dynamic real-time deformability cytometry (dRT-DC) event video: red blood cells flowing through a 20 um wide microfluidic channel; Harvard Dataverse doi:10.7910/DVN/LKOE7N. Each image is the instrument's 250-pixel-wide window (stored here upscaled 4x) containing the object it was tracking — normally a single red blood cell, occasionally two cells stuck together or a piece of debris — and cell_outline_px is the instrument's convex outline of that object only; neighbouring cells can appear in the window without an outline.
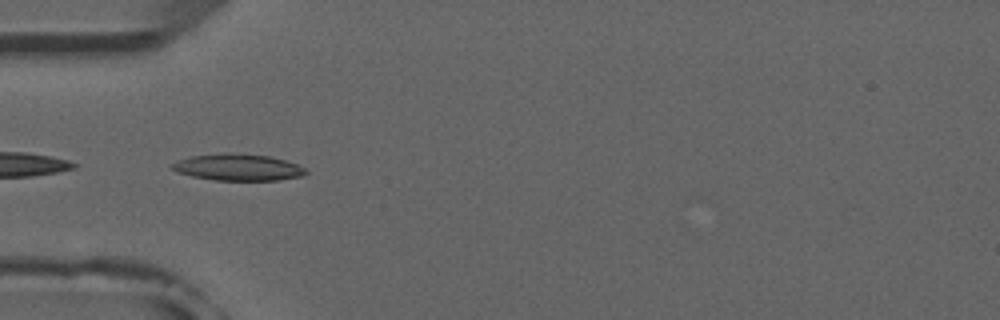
{"species": "common noctule bat (a hibernating species)", "species_latin": "Nyctalus noctula", "temperature_condition": "room temperature", "stored_images_in_passage": 7, "camera_frame_rate_fps": 3000, "um_per_image_px": 0.085, "animal": {"sex": "male", "forearm_length_mm": 52.5}, "frame": {"image": 1, "passage_image": 4, "time_ms": 3.333, "image_size_px": [1000, 320], "cell_outline_px": [[308, 172], [304, 176], [276, 180], [216, 180], [192, 176], [176, 172], [172, 168], [172, 164], [180, 160], [192, 156], [224, 152], [228, 152], [268, 156], [284, 160], [296, 164], [304, 168]], "centroid_in_image_um": [20.24, 14.22], "position_along_channel_um": 64.8, "area_um2": 20.58}}
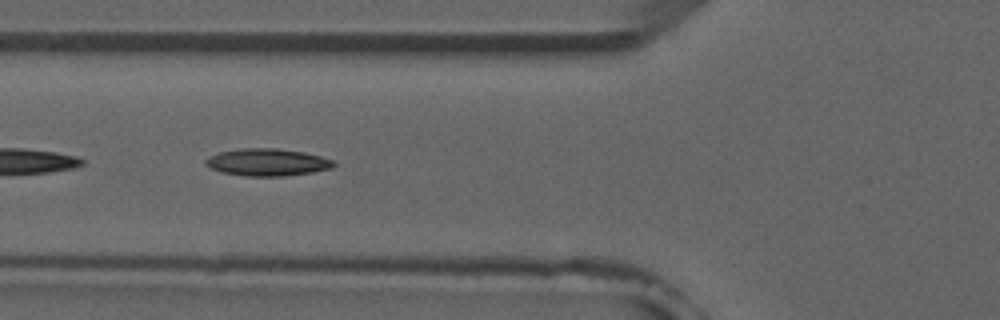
{"frame": {"image": 2, "passage_image": 5, "time_ms": 4.333, "image_size_px": [1000, 320], "cell_outline_px": [[336, 164], [332, 168], [312, 172], [284, 176], [244, 176], [220, 172], [204, 164], [204, 160], [208, 156], [220, 152], [240, 148], [276, 148], [304, 152], [320, 156], [332, 160]], "centroid_in_image_um": [22.69, 13.79], "position_along_channel_um": 103.1, "area_um2": 20.4}}
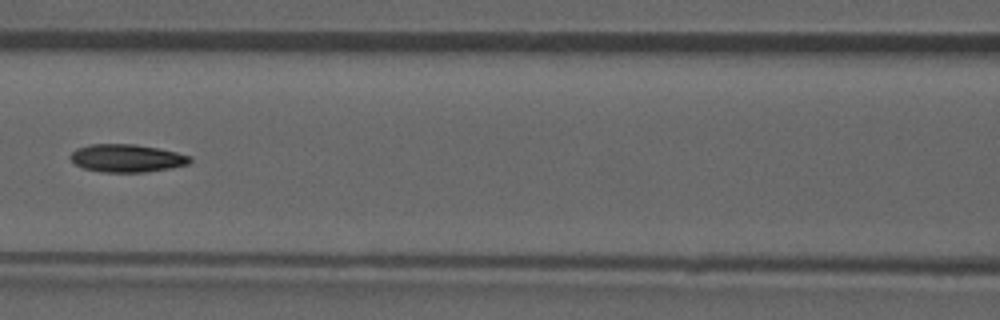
{"frame": {"image": 3, "passage_image": 6, "time_ms": 5.667, "image_size_px": [1000, 320], "cell_outline_px": [[192, 160], [188, 164], [172, 168], [144, 172], [104, 172], [84, 168], [76, 164], [68, 156], [76, 148], [88, 144], [136, 144], [160, 148], [192, 156]], "centroid_in_image_um": [10.8, 13.43], "position_along_channel_um": 155.8, "area_um2": 19.54}}